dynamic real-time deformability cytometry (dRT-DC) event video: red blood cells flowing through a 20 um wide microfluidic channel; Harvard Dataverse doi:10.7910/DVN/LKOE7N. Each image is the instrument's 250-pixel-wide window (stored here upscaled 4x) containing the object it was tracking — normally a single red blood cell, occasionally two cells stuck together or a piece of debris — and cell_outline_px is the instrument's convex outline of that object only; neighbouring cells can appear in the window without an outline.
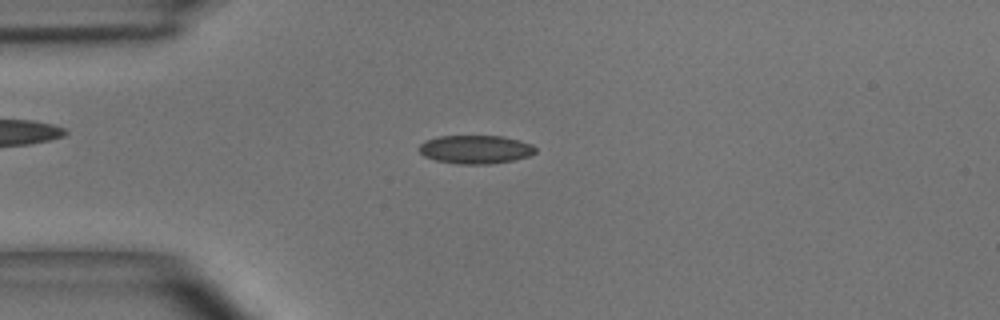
{"species": "common noctule bat (a hibernating species)", "species_latin": "Nyctalus noctula", "temperature_condition": "room temperature", "stored_images_in_passage": 49, "camera_frame_rate_fps": 3000, "um_per_image_px": 0.085, "animal": {"sex": "male", "body_mass_g": 15.6}, "frame": {"image": 1, "passage_image": 12, "time_ms": 3.667, "image_size_px": [1000, 320], "cell_outline_px": [[536, 152], [528, 156], [512, 160], [488, 164], [456, 164], [436, 160], [424, 156], [420, 152], [420, 144], [424, 140], [436, 136], [500, 136], [520, 140], [532, 144], [536, 148]], "centroid_in_image_um": [40.4, 12.69], "position_along_channel_um": 44.6, "area_um2": 19.31}}
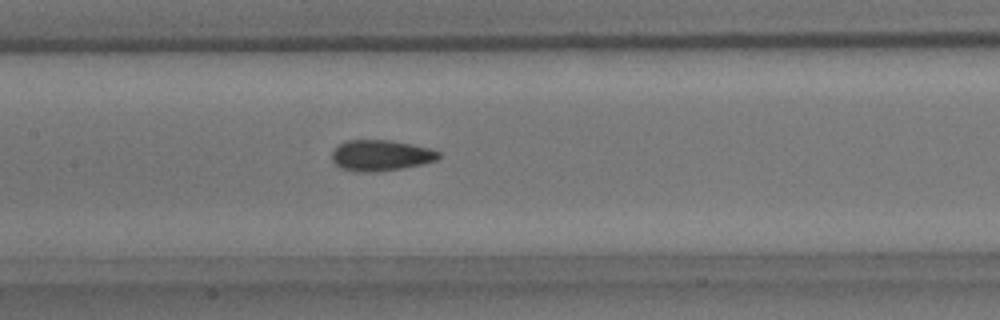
{"frame": {"image": 2, "passage_image": 23, "time_ms": 7.333, "image_size_px": [1000, 320], "cell_outline_px": [[440, 156], [436, 160], [420, 164], [380, 172], [356, 172], [340, 168], [332, 160], [332, 152], [340, 144], [348, 140], [388, 140], [412, 144], [428, 148], [440, 152]], "centroid_in_image_um": [32.34, 13.22], "position_along_channel_um": 175.1, "area_um2": 19.07}}
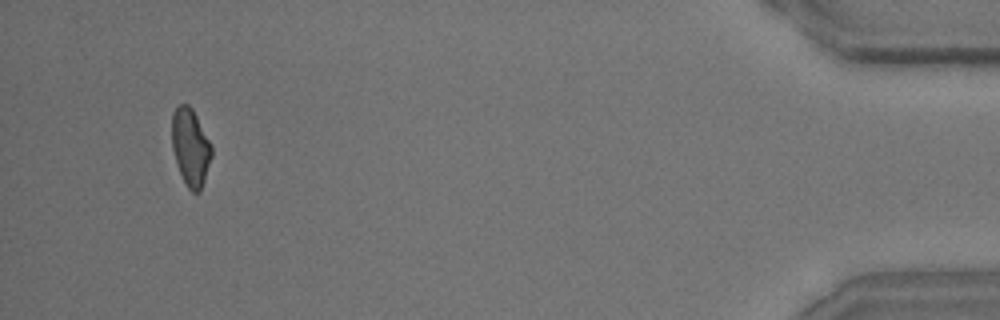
{"frame": {"image": 3, "passage_image": 47, "time_ms": 15.333, "image_size_px": [1000, 320], "cell_outline_px": [[212, 156], [200, 192], [192, 192], [188, 188], [180, 172], [172, 148], [172, 112], [180, 104], [188, 104], [192, 108], [212, 144]], "centroid_in_image_um": [16.2, 12.49], "position_along_channel_um": 419.0, "area_um2": 17.8}, "authors_computed_cell_mechanics": {"area_um2": 18.6116, "velocity_mm_per_s": 3.9883, "shape_relaxation_time_tau1_ms": 3.8162, "shape_relaxation_time_tau2_ms": 1.5861, "deformation_change_tau1": 0.1164, "deformation_change_tau2": 0.0704}}